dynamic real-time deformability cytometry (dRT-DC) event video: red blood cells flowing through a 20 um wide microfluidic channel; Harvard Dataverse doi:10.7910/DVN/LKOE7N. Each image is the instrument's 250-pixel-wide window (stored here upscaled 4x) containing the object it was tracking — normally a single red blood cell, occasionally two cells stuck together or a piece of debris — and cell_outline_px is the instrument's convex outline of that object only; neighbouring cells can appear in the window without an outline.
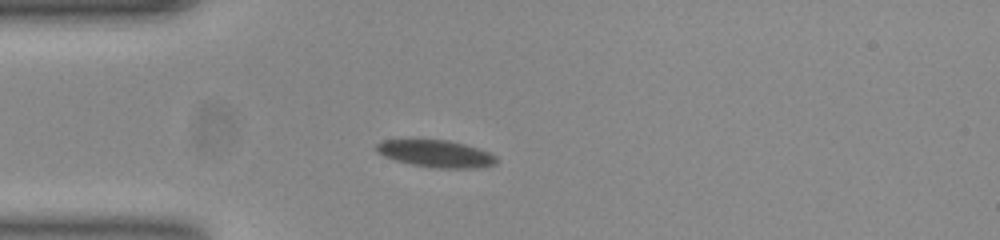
{"species": "common noctule bat (a hibernating species)", "species_latin": "Nyctalus noctula", "temperature_condition": "room temperature", "stored_images_in_passage": 34, "camera_frame_rate_fps": 3000, "um_per_image_px": 0.085, "animal": {"sex": "female", "body_mass_g": 23.0, "forearm_length_mm": 53.4}, "frame": {"image": 1, "passage_image": 1, "time_ms": 0.0, "image_size_px": [1000, 240], "cell_outline_px": [[496, 164], [468, 168], [436, 168], [412, 164], [396, 160], [384, 156], [376, 152], [376, 144], [384, 140], [448, 140], [464, 144], [488, 152], [496, 156]], "centroid_in_image_um": [37.02, 13.06], "position_along_channel_um": 48.0, "area_um2": 18.61}}
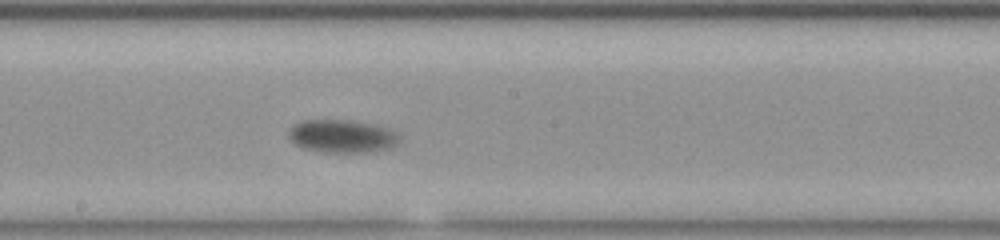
{"frame": {"image": 2, "passage_image": 16, "time_ms": 5.0, "image_size_px": [1000, 240], "cell_outline_px": [[400, 140], [392, 148], [368, 152], [324, 152], [304, 148], [296, 144], [288, 136], [292, 128], [296, 124], [304, 120], [348, 120], [376, 124], [392, 128], [400, 136]], "centroid_in_image_um": [29.17, 11.57], "position_along_channel_um": 219.0, "area_um2": 21.33}}
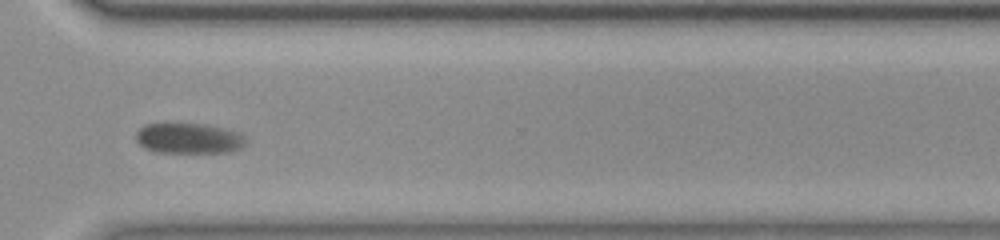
{"frame": {"image": 3, "passage_image": 27, "time_ms": 8.667, "image_size_px": [1000, 240], "cell_outline_px": [[244, 144], [240, 148], [228, 152], [160, 152], [144, 148], [136, 140], [136, 132], [144, 124], [204, 124], [224, 128], [236, 132], [244, 136]], "centroid_in_image_um": [16.02, 11.75], "position_along_channel_um": 354.6, "area_um2": 19.19}, "authors_computed_cell_mechanics": {"area_um2": 20.2878, "velocity_mm_per_s": 3.6801, "shape_relaxation_time_tau1_ms": 8.0486, "shape_relaxation_time_tau2_ms": null, "deformation_change_tau1": 0.1875, "deformation_change_tau2": null}}